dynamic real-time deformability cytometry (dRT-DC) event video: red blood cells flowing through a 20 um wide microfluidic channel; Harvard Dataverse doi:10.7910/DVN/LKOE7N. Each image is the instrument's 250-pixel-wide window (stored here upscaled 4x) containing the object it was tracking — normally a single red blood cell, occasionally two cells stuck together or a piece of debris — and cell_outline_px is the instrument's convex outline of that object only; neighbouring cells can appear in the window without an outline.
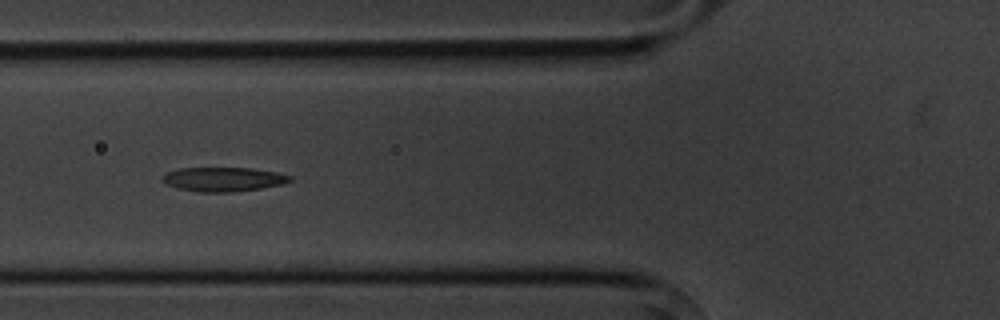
{"species": "common noctule bat (a hibernating species)", "species_latin": "Nyctalus noctula", "temperature_condition": "cold", "stored_images_in_passage": 6, "camera_frame_rate_fps": 3000, "um_per_image_px": 0.085, "animal": {"sex": "male", "body_mass_g": 20.1, "forearm_length_mm": 53.5}, "frame": {"image": 1, "passage_image": 4, "time_ms": 3.333, "image_size_px": [1000, 320], "cell_outline_px": [[292, 180], [280, 184], [260, 188], [232, 192], [200, 192], [180, 188], [164, 184], [160, 180], [160, 176], [168, 172], [180, 168], [252, 168], [276, 172], [292, 176]], "centroid_in_image_um": [18.94, 15.23], "position_along_channel_um": 106.9, "area_um2": 17.92}}
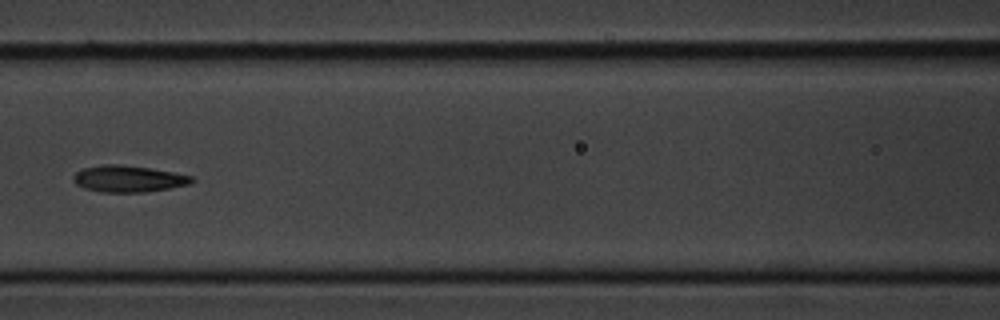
{"frame": {"image": 2, "passage_image": 5, "time_ms": 4.667, "image_size_px": [1000, 320], "cell_outline_px": [[196, 180], [188, 184], [168, 188], [144, 192], [100, 192], [84, 188], [76, 184], [72, 180], [72, 176], [76, 172], [84, 168], [104, 164], [116, 164], [148, 168], [172, 172], [192, 176]], "centroid_in_image_um": [10.87, 15.2], "position_along_channel_um": 155.7, "area_um2": 18.15}}
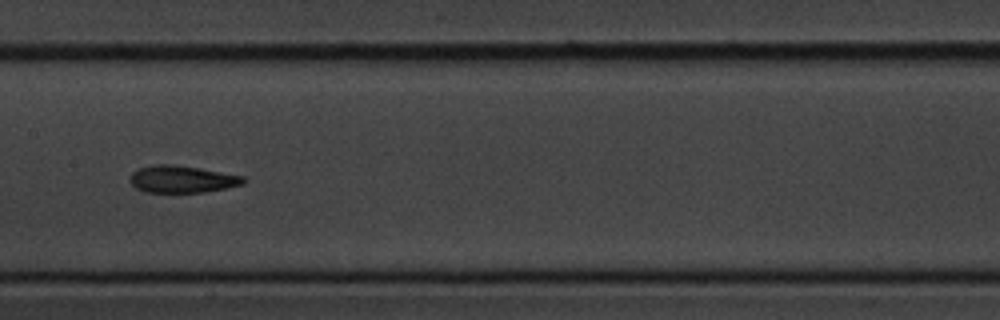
{"frame": {"image": 3, "passage_image": 6, "time_ms": 5.667, "image_size_px": [1000, 320], "cell_outline_px": [[248, 180], [244, 184], [204, 192], [148, 192], [136, 188], [128, 180], [132, 172], [140, 168], [156, 164], [172, 164], [200, 168], [244, 176]], "centroid_in_image_um": [15.49, 15.22], "position_along_channel_um": 191.9, "area_um2": 17.92}}